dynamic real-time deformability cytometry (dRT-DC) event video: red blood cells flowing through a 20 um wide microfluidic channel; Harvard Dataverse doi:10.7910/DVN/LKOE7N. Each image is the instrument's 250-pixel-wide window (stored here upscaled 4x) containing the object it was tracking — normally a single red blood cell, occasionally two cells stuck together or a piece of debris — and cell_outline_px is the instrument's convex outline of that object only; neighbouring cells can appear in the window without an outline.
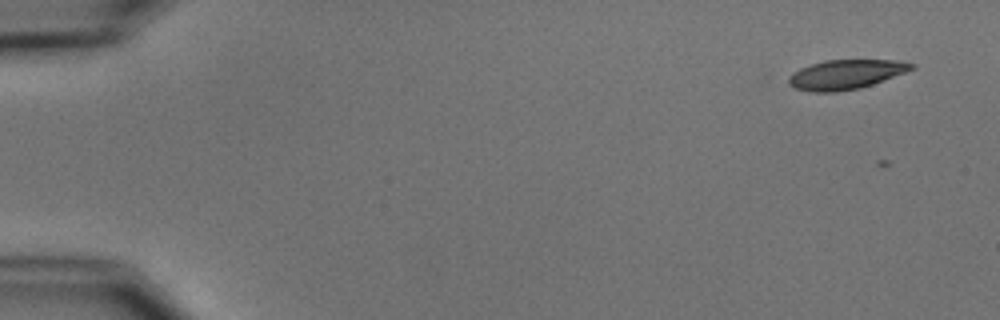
{"species": "common noctule bat (a hibernating species)", "species_latin": "Nyctalus noctula", "temperature_condition": "cold", "stored_images_in_passage": 5, "camera_frame_rate_fps": 3000, "um_per_image_px": 0.085, "animal": {"sex": "male", "body_mass_g": 15.6}, "frame": {"image": 1, "passage_image": 1, "time_ms": 0.0, "image_size_px": [1000, 320], "cell_outline_px": [[916, 68], [872, 84], [860, 88], [836, 92], [812, 92], [796, 88], [788, 84], [788, 76], [800, 68], [824, 60], [900, 60], [916, 64]], "centroid_in_image_um": [71.9, 6.32], "position_along_channel_um": 13.1, "area_um2": 21.1}}